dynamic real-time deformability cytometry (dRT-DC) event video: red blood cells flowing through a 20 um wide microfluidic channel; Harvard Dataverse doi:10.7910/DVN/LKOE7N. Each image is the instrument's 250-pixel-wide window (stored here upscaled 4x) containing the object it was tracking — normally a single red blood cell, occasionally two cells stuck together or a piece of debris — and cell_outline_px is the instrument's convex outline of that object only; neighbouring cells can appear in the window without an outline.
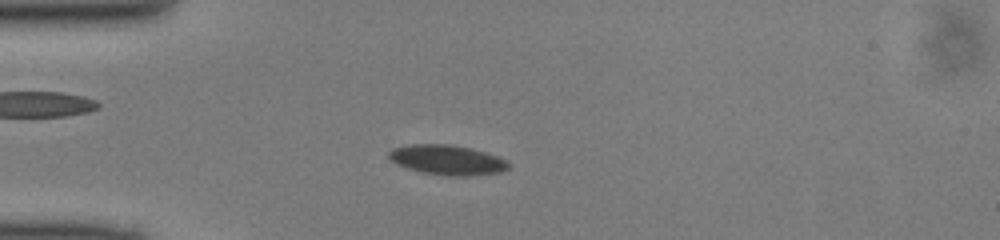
{"species": "common noctule bat (a hibernating species)", "species_latin": "Nyctalus noctula", "temperature_condition": "cold", "stored_images_in_passage": 51, "camera_frame_rate_fps": 3000, "um_per_image_px": 0.085, "animal": {"sex": "male", "body_mass_g": 13.0, "forearm_length_mm": 53.1}, "frame": {"image": 1, "passage_image": 14, "time_ms": 4.333, "image_size_px": [1000, 240], "cell_outline_px": [[512, 164], [508, 168], [500, 172], [468, 176], [448, 176], [424, 172], [408, 168], [396, 164], [388, 156], [388, 152], [392, 148], [412, 144], [448, 144], [472, 148], [496, 156]], "centroid_in_image_um": [38.01, 13.59], "position_along_channel_um": 47.0, "area_um2": 20.69}}
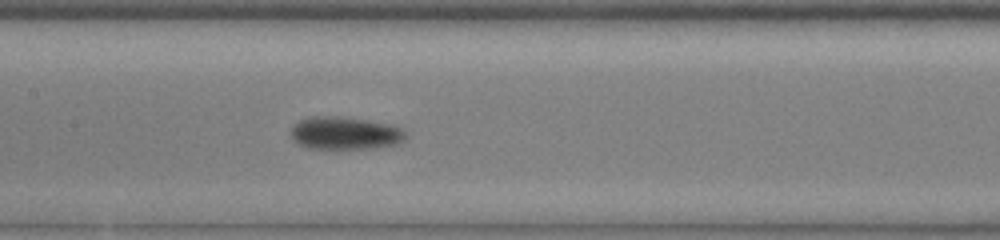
{"frame": {"image": 2, "passage_image": 25, "time_ms": 8.0, "image_size_px": [1000, 240], "cell_outline_px": [[404, 140], [396, 144], [376, 148], [304, 148], [296, 144], [292, 140], [292, 124], [308, 116], [340, 116], [388, 124], [400, 128], [404, 132]], "centroid_in_image_um": [29.24, 11.32], "position_along_channel_um": 178.2, "area_um2": 21.85}}
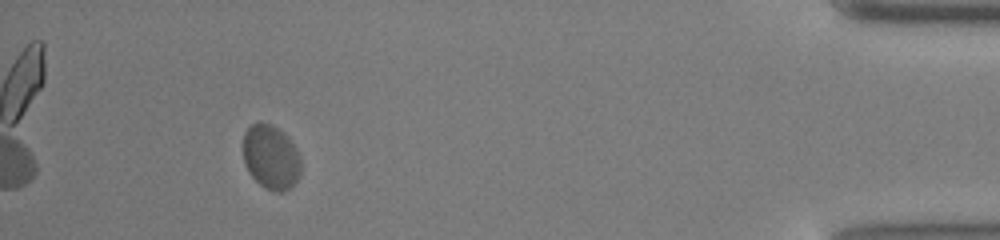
{"frame": {"image": 3, "passage_image": 47, "time_ms": 15.333, "image_size_px": [1000, 240], "cell_outline_px": [[300, 176], [288, 188], [280, 192], [272, 192], [264, 188], [248, 172], [244, 164], [244, 132], [256, 120], [260, 120], [272, 124], [284, 132], [288, 136], [296, 148], [300, 156]], "centroid_in_image_um": [23.02, 13.32], "position_along_channel_um": 412.2, "area_um2": 21.96}}